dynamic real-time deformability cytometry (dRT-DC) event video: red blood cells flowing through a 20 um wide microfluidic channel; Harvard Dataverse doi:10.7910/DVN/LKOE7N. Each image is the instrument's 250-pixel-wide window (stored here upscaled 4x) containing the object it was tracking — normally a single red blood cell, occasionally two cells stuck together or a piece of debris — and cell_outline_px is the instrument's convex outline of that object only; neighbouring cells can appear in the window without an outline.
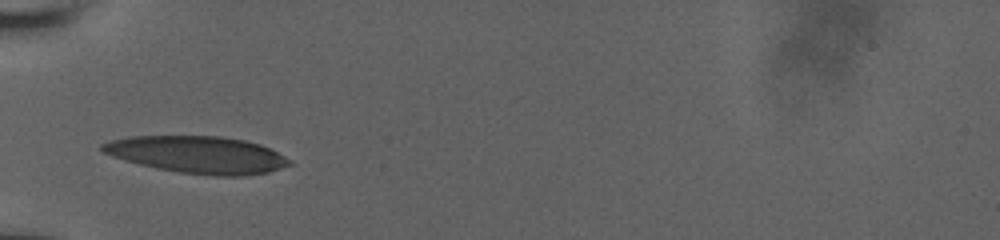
{"species": "human", "species_latin": "Homo sapiens", "temperature_condition": "room temperature", "stored_images_in_passage": 32, "camera_frame_rate_fps": 3000, "um_per_image_px": 0.085, "donor": {"sex": "male"}, "frame": {"image": 1, "passage_image": 1, "time_ms": 0.0, "image_size_px": [1000, 240], "cell_outline_px": [[292, 164], [268, 172], [244, 176], [212, 176], [180, 172], [140, 164], [124, 160], [112, 156], [104, 152], [100, 148], [100, 144], [112, 140], [128, 136], [220, 136], [244, 140], [260, 144], [292, 160]], "centroid_in_image_um": [16.8, 13.14], "position_along_channel_um": 68.2, "area_um2": 40.29}}
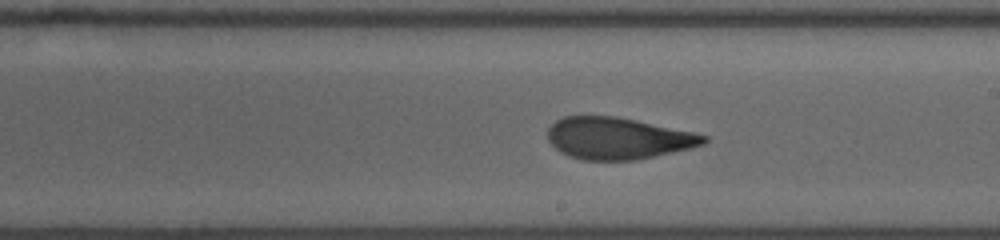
{"frame": {"image": 2, "passage_image": 17, "time_ms": 4.333, "image_size_px": [1000, 240], "cell_outline_px": [[708, 140], [704, 144], [672, 152], [636, 160], [584, 160], [568, 156], [560, 152], [548, 140], [548, 128], [556, 120], [564, 116], [616, 116], [636, 120], [692, 132], [708, 136]], "centroid_in_image_um": [52.49, 11.75], "position_along_channel_um": 236.5, "area_um2": 37.74}}
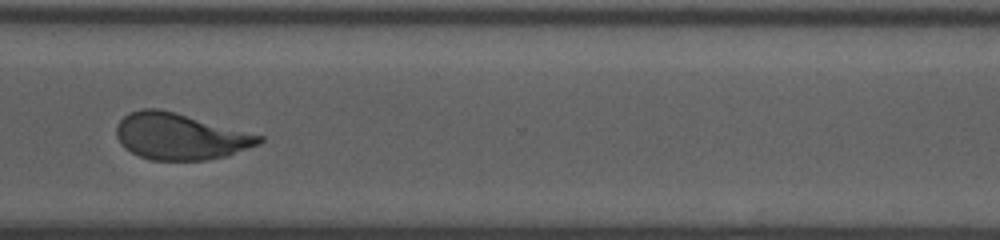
{"frame": {"image": 3, "passage_image": 31, "time_ms": 7.333, "image_size_px": [1000, 240], "cell_outline_px": [[264, 140], [260, 144], [228, 156], [204, 160], [152, 160], [140, 156], [124, 148], [120, 144], [116, 136], [116, 124], [128, 112], [140, 108], [160, 108], [264, 136]], "centroid_in_image_um": [15.29, 11.59], "position_along_channel_um": 355.3, "area_um2": 38.78}}